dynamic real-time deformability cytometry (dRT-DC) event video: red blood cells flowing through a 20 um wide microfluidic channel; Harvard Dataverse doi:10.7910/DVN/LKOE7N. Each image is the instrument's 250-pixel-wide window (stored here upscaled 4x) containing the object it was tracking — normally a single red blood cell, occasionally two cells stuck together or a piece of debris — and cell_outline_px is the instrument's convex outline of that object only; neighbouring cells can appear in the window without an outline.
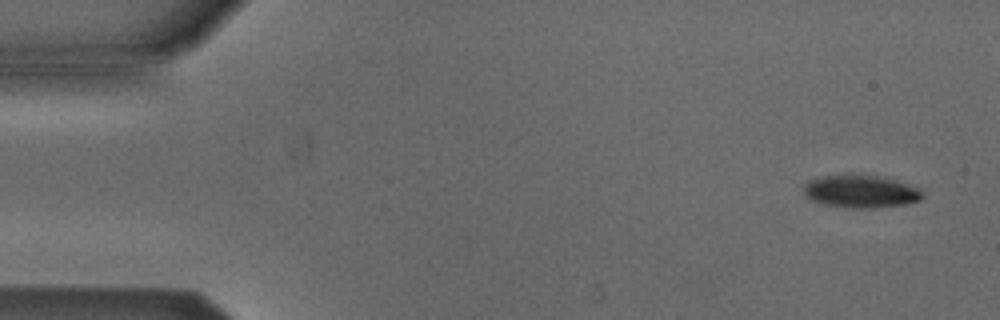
{"species": "Egyptian fruit bat (a non-hibernating species)", "species_latin": "Rousettus aegyptiacus", "temperature_condition": "cold", "stored_images_in_passage": 4, "camera_frame_rate_fps": 3000, "um_per_image_px": 0.085, "animal": {"sex": "male"}, "frame": {"image": 1, "passage_image": 1, "time_ms": 0.0, "image_size_px": [1000, 320], "cell_outline_px": [[924, 196], [920, 200], [904, 204], [876, 208], [848, 208], [824, 204], [812, 200], [804, 192], [804, 184], [820, 176], [848, 172], [860, 172], [884, 176], [916, 188]], "centroid_in_image_um": [73.13, 16.23], "position_along_channel_um": 11.9, "area_um2": 23.12}}
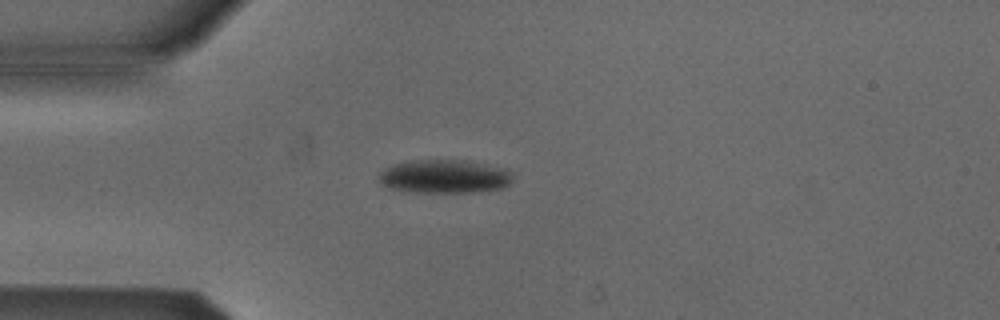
{"frame": {"image": 2, "passage_image": 4, "time_ms": 3.667, "image_size_px": [1000, 320], "cell_outline_px": [[512, 180], [508, 184], [500, 188], [480, 192], [404, 192], [380, 184], [380, 172], [392, 164], [412, 160], [464, 160], [508, 168], [512, 172]], "centroid_in_image_um": [37.8, 15.0], "position_along_channel_um": 47.2, "area_um2": 26.36}}